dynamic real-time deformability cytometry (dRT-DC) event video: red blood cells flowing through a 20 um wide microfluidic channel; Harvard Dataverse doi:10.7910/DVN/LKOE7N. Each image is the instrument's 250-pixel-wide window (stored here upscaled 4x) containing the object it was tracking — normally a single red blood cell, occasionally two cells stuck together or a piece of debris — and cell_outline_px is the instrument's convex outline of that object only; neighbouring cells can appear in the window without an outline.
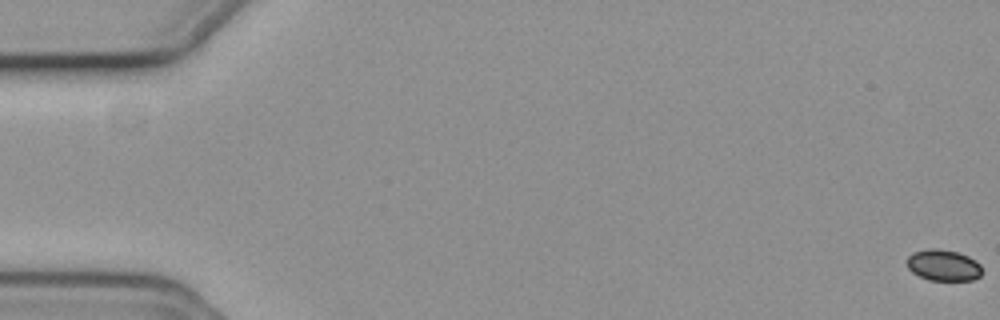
{"species": "common noctule bat (a hibernating species)", "species_latin": "Nyctalus noctula", "temperature_condition": "cold", "stored_images_in_passage": 59, "camera_frame_rate_fps": 3000, "um_per_image_px": 0.085, "animal": {"sex": "female", "body_mass_g": 19.3, "forearm_length_mm": 54.1}, "frame": {"image": 1, "passage_image": 1, "time_ms": 0.0, "image_size_px": [1000, 320], "cell_outline_px": [[984, 272], [980, 276], [972, 280], [928, 280], [912, 272], [908, 268], [904, 260], [912, 252], [928, 248], [940, 248], [956, 252], [968, 256], [976, 260], [980, 264]], "centroid_in_image_um": [80.17, 22.53], "position_along_channel_um": 4.8, "area_um2": 13.99}}
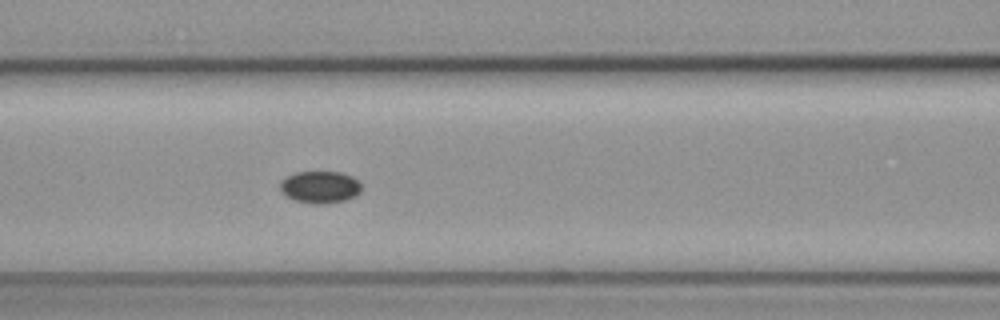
{"frame": {"image": 2, "passage_image": 26, "time_ms": 8.333, "image_size_px": [1000, 320], "cell_outline_px": [[360, 192], [356, 196], [344, 200], [328, 204], [316, 204], [292, 200], [280, 192], [280, 180], [296, 172], [340, 172], [352, 176], [360, 180]], "centroid_in_image_um": [27.19, 15.91], "position_along_channel_um": 139.4, "area_um2": 15.43}}
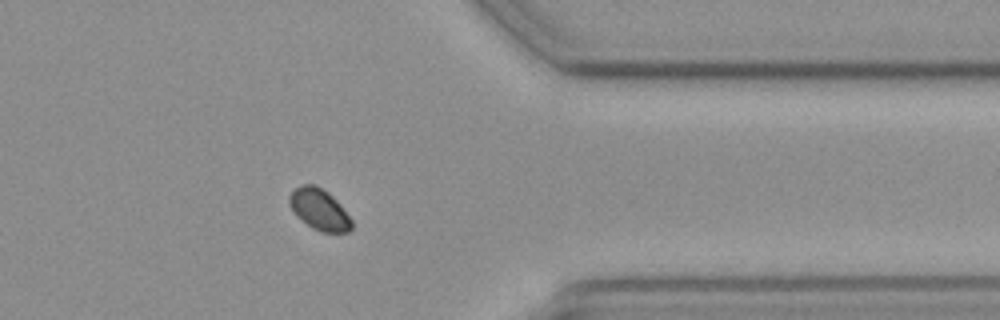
{"frame": {"image": 3, "passage_image": 47, "time_ms": 15.333, "image_size_px": [1000, 320], "cell_outline_px": [[352, 228], [348, 232], [320, 232], [312, 228], [296, 216], [288, 204], [288, 196], [300, 184], [316, 184], [328, 192], [336, 200], [352, 220]], "centroid_in_image_um": [27.11, 17.79], "position_along_channel_um": 384.3, "area_um2": 15.03}}